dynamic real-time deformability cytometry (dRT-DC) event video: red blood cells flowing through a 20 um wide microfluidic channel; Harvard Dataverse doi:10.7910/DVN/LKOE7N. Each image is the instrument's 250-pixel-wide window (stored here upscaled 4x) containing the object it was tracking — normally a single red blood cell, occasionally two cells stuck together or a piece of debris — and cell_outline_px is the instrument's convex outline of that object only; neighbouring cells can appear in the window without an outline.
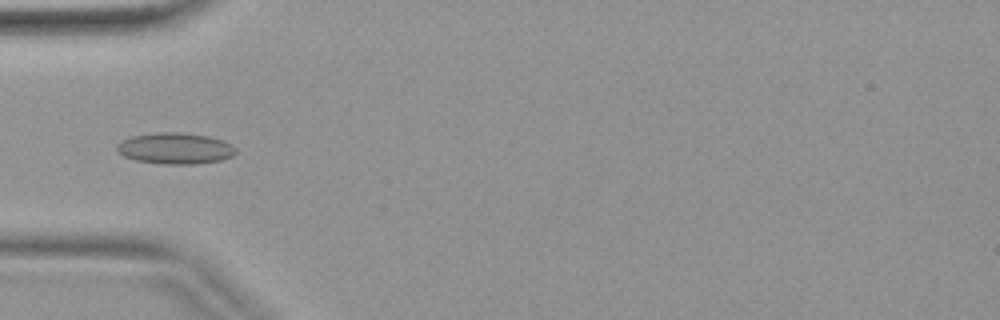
{"species": "common noctule bat (a hibernating species)", "species_latin": "Nyctalus noctula", "temperature_condition": "warm", "stored_images_in_passage": 3, "camera_frame_rate_fps": 3000, "um_per_image_px": 0.085, "animal": {"sex": "female", "body_mass_g": 19.9}, "frame": {"image": 1, "passage_image": 3, "time_ms": 0.667, "image_size_px": [1000, 320], "cell_outline_px": [[236, 152], [232, 156], [220, 160], [196, 164], [164, 164], [136, 160], [124, 156], [116, 152], [116, 144], [132, 136], [156, 132], [180, 132], [208, 136], [220, 140], [236, 148]], "centroid_in_image_um": [14.85, 12.61], "position_along_channel_um": 70.1, "area_um2": 21.5}}